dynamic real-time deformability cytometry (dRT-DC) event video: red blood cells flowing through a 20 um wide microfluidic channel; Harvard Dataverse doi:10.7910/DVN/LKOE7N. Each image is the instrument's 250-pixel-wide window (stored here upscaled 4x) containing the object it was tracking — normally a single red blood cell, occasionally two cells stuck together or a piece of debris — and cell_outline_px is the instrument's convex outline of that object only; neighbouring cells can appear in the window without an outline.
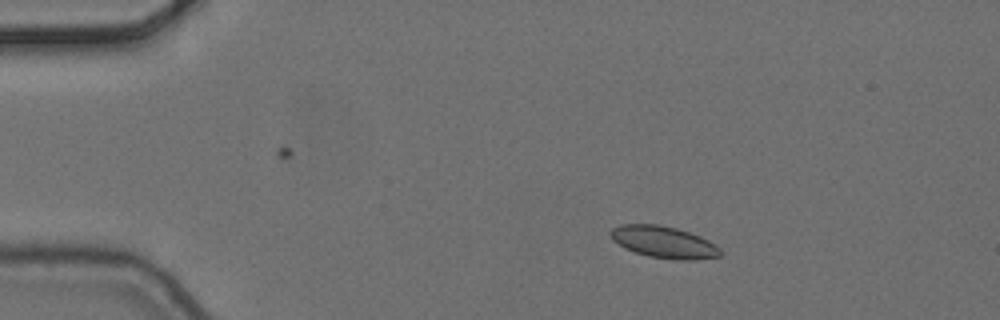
{"species": "common noctule bat (a hibernating species)", "species_latin": "Nyctalus noctula", "temperature_condition": "cold", "stored_images_in_passage": 5, "camera_frame_rate_fps": 3000, "um_per_image_px": 0.085, "animal": {"sex": "female", "body_mass_g": 24.6, "forearm_length_mm": 56.2}, "frame": {"image": 1, "passage_image": 3, "time_ms": 0.667, "image_size_px": [1000, 320], "cell_outline_px": [[720, 256], [696, 260], [676, 260], [648, 256], [624, 248], [612, 240], [608, 232], [612, 228], [620, 224], [660, 224], [676, 228], [700, 236], [708, 240], [720, 248]], "centroid_in_image_um": [56.39, 20.57], "position_along_channel_um": 28.6, "area_um2": 20.46}}